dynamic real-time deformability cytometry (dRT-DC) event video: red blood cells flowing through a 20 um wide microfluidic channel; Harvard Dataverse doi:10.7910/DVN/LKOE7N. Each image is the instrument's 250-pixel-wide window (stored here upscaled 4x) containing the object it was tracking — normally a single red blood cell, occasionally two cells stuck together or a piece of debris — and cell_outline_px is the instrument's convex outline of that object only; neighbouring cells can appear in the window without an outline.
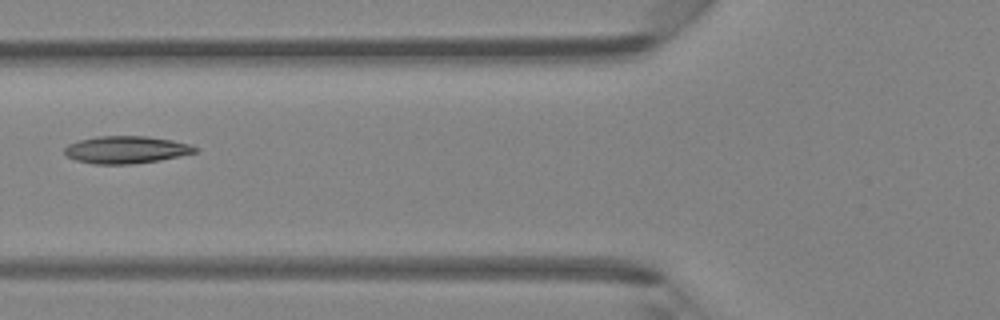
{"species": "Egyptian fruit bat (a non-hibernating species)", "species_latin": "Rousettus aegyptiacus", "temperature_condition": "room temperature", "stored_images_in_passage": 6, "camera_frame_rate_fps": 3000, "um_per_image_px": 0.085, "animal": {"sex": "female"}, "frame": {"image": 1, "passage_image": 5, "time_ms": 5.667, "image_size_px": [1000, 320], "cell_outline_px": [[200, 148], [196, 152], [180, 156], [160, 160], [132, 164], [96, 164], [76, 160], [68, 156], [64, 152], [64, 148], [68, 144], [80, 140], [96, 136], [144, 136], [172, 140], [188, 144]], "centroid_in_image_um": [10.73, 12.72], "position_along_channel_um": 115.1, "area_um2": 20.75}}
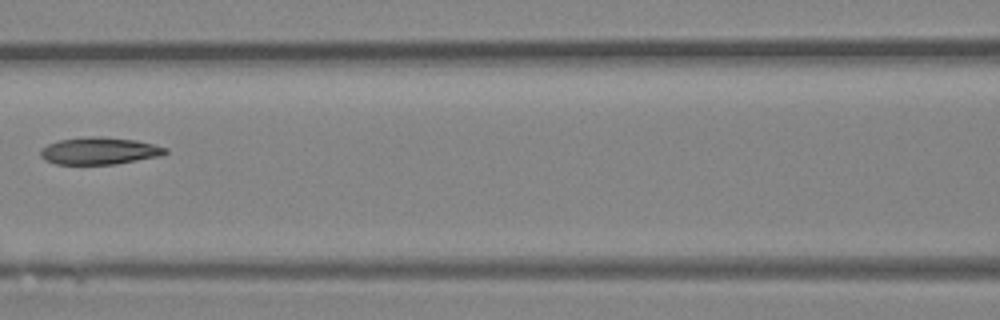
{"frame": {"image": 2, "passage_image": 6, "time_ms": 6.667, "image_size_px": [1000, 320], "cell_outline_px": [[168, 152], [164, 156], [116, 164], [56, 164], [44, 160], [40, 156], [40, 148], [48, 144], [60, 140], [92, 136], [100, 136], [136, 140], [168, 148]], "centroid_in_image_um": [8.47, 12.83], "position_along_channel_um": 158.1, "area_um2": 19.94}}